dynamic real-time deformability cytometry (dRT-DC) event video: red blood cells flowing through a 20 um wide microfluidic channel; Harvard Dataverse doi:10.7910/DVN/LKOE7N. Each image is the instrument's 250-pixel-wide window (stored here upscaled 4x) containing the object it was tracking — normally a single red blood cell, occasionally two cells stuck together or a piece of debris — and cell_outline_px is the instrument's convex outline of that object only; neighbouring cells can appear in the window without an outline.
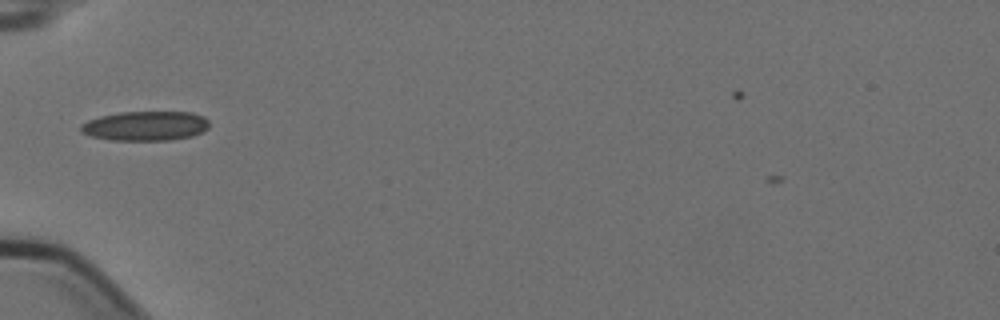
{"species": "Egyptian fruit bat (a non-hibernating species)", "species_latin": "Rousettus aegyptiacus", "temperature_condition": "cold", "stored_images_in_passage": 3, "camera_frame_rate_fps": 3000, "um_per_image_px": 0.085, "animal": {"sex": "female"}, "frame": {"image": 1, "passage_image": 1, "time_ms": 0.0, "image_size_px": [1000, 320], "cell_outline_px": [[208, 128], [204, 132], [192, 136], [168, 140], [112, 140], [92, 136], [80, 132], [80, 124], [88, 120], [100, 116], [120, 112], [192, 112], [204, 116], [208, 120]], "centroid_in_image_um": [12.37, 10.7], "position_along_channel_um": 72.6, "area_um2": 22.2}}
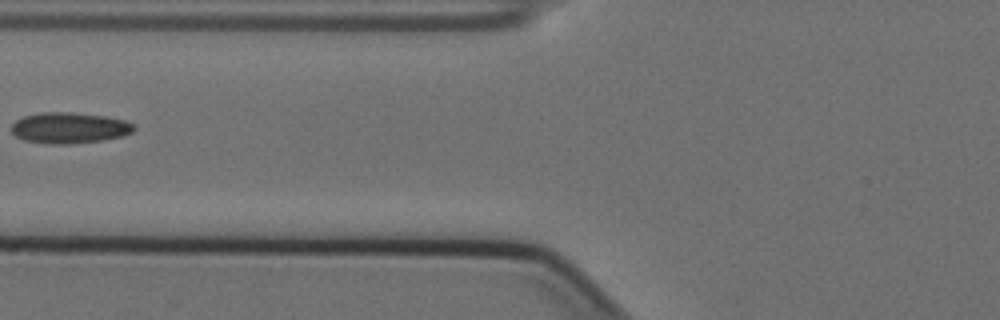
{"frame": {"image": 2, "passage_image": 2, "time_ms": 0.333, "image_size_px": [1000, 320], "cell_outline_px": [[136, 128], [132, 132], [120, 136], [100, 140], [68, 144], [48, 144], [24, 140], [16, 136], [12, 132], [12, 124], [16, 120], [24, 116], [40, 112], [72, 112], [104, 116], [124, 120], [132, 124]], "centroid_in_image_um": [5.86, 10.86], "position_along_channel_um": 119.9, "area_um2": 21.91}}
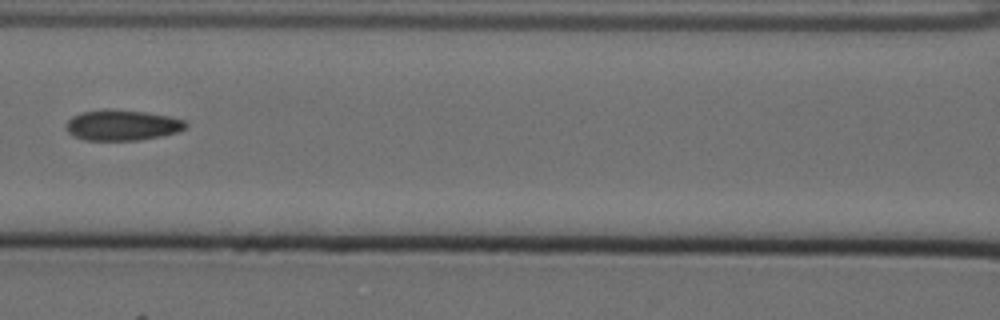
{"frame": {"image": 3, "passage_image": 3, "time_ms": 0.667, "image_size_px": [1000, 320], "cell_outline_px": [[188, 124], [184, 128], [176, 132], [160, 136], [140, 140], [84, 140], [72, 136], [64, 128], [64, 124], [72, 116], [80, 112], [104, 108], [144, 112], [168, 116], [184, 120]], "centroid_in_image_um": [10.3, 10.63], "position_along_channel_um": 156.3, "area_um2": 21.5}}